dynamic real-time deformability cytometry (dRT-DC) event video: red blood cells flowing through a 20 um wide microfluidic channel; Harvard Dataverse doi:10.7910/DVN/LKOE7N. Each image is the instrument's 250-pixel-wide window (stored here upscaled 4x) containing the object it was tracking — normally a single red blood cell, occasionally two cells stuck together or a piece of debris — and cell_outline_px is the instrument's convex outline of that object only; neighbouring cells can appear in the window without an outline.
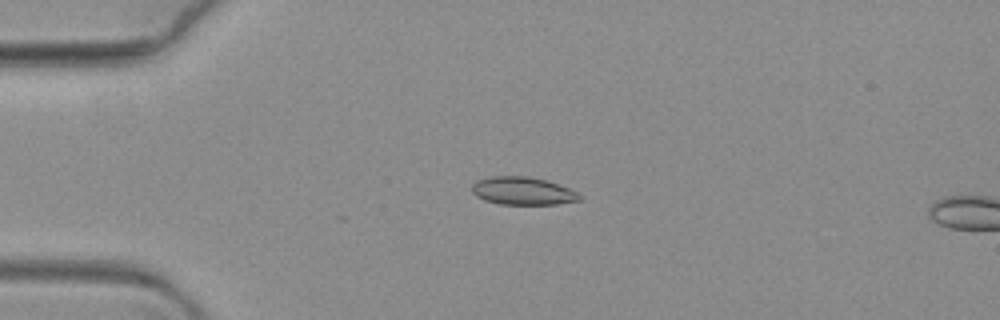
{"species": "common noctule bat (a hibernating species)", "species_latin": "Nyctalus noctula", "temperature_condition": "warm", "stored_images_in_passage": 4, "camera_frame_rate_fps": 3000, "um_per_image_px": 0.085, "animal": {"sex": "female", "body_mass_g": 19.3, "forearm_length_mm": 54.1}, "frame": {"image": 1, "passage_image": 1, "time_ms": 0.0, "image_size_px": [1000, 320], "cell_outline_px": [[584, 196], [580, 200], [556, 204], [500, 204], [484, 200], [476, 196], [472, 192], [472, 184], [476, 180], [492, 176], [528, 176], [544, 180], [568, 188]], "centroid_in_image_um": [44.41, 16.23], "position_along_channel_um": 40.6, "area_um2": 17.4}}